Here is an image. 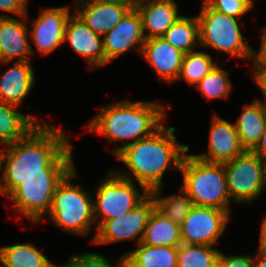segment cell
<instances>
[{
    "instance_id": "6da1fadb",
    "label": "cell",
    "mask_w": 266,
    "mask_h": 267,
    "mask_svg": "<svg viewBox=\"0 0 266 267\" xmlns=\"http://www.w3.org/2000/svg\"><path fill=\"white\" fill-rule=\"evenodd\" d=\"M57 127L39 123L25 137L5 145L0 194L7 197L27 178L66 176L75 168L68 134Z\"/></svg>"
},
{
    "instance_id": "7a4b0ae2",
    "label": "cell",
    "mask_w": 266,
    "mask_h": 267,
    "mask_svg": "<svg viewBox=\"0 0 266 267\" xmlns=\"http://www.w3.org/2000/svg\"><path fill=\"white\" fill-rule=\"evenodd\" d=\"M173 126L162 125L151 136L126 146L116 157L126 169L114 170L119 176L137 182L142 190L149 192L162 185L163 175L169 170H180L189 146L177 141Z\"/></svg>"
},
{
    "instance_id": "3957f363",
    "label": "cell",
    "mask_w": 266,
    "mask_h": 267,
    "mask_svg": "<svg viewBox=\"0 0 266 267\" xmlns=\"http://www.w3.org/2000/svg\"><path fill=\"white\" fill-rule=\"evenodd\" d=\"M166 109L165 105L151 101L116 100L115 103L101 106L97 116L84 128L105 136L111 143L121 141V147L109 150L116 156L126 146L158 130L166 119Z\"/></svg>"
},
{
    "instance_id": "277c9868",
    "label": "cell",
    "mask_w": 266,
    "mask_h": 267,
    "mask_svg": "<svg viewBox=\"0 0 266 267\" xmlns=\"http://www.w3.org/2000/svg\"><path fill=\"white\" fill-rule=\"evenodd\" d=\"M182 188L195 206L214 207L231 215L224 164L203 161L193 154H185L180 170Z\"/></svg>"
},
{
    "instance_id": "5b68a950",
    "label": "cell",
    "mask_w": 266,
    "mask_h": 267,
    "mask_svg": "<svg viewBox=\"0 0 266 267\" xmlns=\"http://www.w3.org/2000/svg\"><path fill=\"white\" fill-rule=\"evenodd\" d=\"M76 176L75 167L58 184L47 217L63 231L87 237L90 230L96 227L93 215L94 198L82 185L71 183Z\"/></svg>"
},
{
    "instance_id": "8992f818",
    "label": "cell",
    "mask_w": 266,
    "mask_h": 267,
    "mask_svg": "<svg viewBox=\"0 0 266 267\" xmlns=\"http://www.w3.org/2000/svg\"><path fill=\"white\" fill-rule=\"evenodd\" d=\"M200 13L197 15L199 23V44L220 52H226L231 57L250 60L252 46L244 40L238 18L225 15L212 9L202 0Z\"/></svg>"
},
{
    "instance_id": "52a82bcc",
    "label": "cell",
    "mask_w": 266,
    "mask_h": 267,
    "mask_svg": "<svg viewBox=\"0 0 266 267\" xmlns=\"http://www.w3.org/2000/svg\"><path fill=\"white\" fill-rule=\"evenodd\" d=\"M99 183L93 195V215L97 224L95 234L105 221L133 210L150 194L148 190L139 191L136 182L119 176L114 169Z\"/></svg>"
},
{
    "instance_id": "ba28073f",
    "label": "cell",
    "mask_w": 266,
    "mask_h": 267,
    "mask_svg": "<svg viewBox=\"0 0 266 267\" xmlns=\"http://www.w3.org/2000/svg\"><path fill=\"white\" fill-rule=\"evenodd\" d=\"M231 202L247 203L264 192L265 166L252 151H244L234 160L224 163Z\"/></svg>"
},
{
    "instance_id": "9c48e42d",
    "label": "cell",
    "mask_w": 266,
    "mask_h": 267,
    "mask_svg": "<svg viewBox=\"0 0 266 267\" xmlns=\"http://www.w3.org/2000/svg\"><path fill=\"white\" fill-rule=\"evenodd\" d=\"M65 176L27 178L6 198L11 200L18 214L33 224L43 221L52 206L53 194Z\"/></svg>"
},
{
    "instance_id": "30bf717a",
    "label": "cell",
    "mask_w": 266,
    "mask_h": 267,
    "mask_svg": "<svg viewBox=\"0 0 266 267\" xmlns=\"http://www.w3.org/2000/svg\"><path fill=\"white\" fill-rule=\"evenodd\" d=\"M155 209L156 201L149 194L133 210L105 221L96 230L91 243L103 245L125 240H136L137 244H139L143 239L146 224Z\"/></svg>"
},
{
    "instance_id": "8fae6325",
    "label": "cell",
    "mask_w": 266,
    "mask_h": 267,
    "mask_svg": "<svg viewBox=\"0 0 266 267\" xmlns=\"http://www.w3.org/2000/svg\"><path fill=\"white\" fill-rule=\"evenodd\" d=\"M229 217L218 208L194 206L180 224L182 244L214 246L226 231Z\"/></svg>"
},
{
    "instance_id": "7c38bea8",
    "label": "cell",
    "mask_w": 266,
    "mask_h": 267,
    "mask_svg": "<svg viewBox=\"0 0 266 267\" xmlns=\"http://www.w3.org/2000/svg\"><path fill=\"white\" fill-rule=\"evenodd\" d=\"M145 40L141 16L136 7L132 8L103 36L105 65L112 63L131 48L141 54Z\"/></svg>"
},
{
    "instance_id": "4fadbf2b",
    "label": "cell",
    "mask_w": 266,
    "mask_h": 267,
    "mask_svg": "<svg viewBox=\"0 0 266 267\" xmlns=\"http://www.w3.org/2000/svg\"><path fill=\"white\" fill-rule=\"evenodd\" d=\"M71 11L68 6L47 7L32 20L29 36L42 55L50 54L65 43V27Z\"/></svg>"
},
{
    "instance_id": "5bb4252c",
    "label": "cell",
    "mask_w": 266,
    "mask_h": 267,
    "mask_svg": "<svg viewBox=\"0 0 266 267\" xmlns=\"http://www.w3.org/2000/svg\"><path fill=\"white\" fill-rule=\"evenodd\" d=\"M28 16L29 12L19 20L8 14H0V63L2 65L9 64L13 60L28 61L35 55L28 36Z\"/></svg>"
},
{
    "instance_id": "9a60e30c",
    "label": "cell",
    "mask_w": 266,
    "mask_h": 267,
    "mask_svg": "<svg viewBox=\"0 0 266 267\" xmlns=\"http://www.w3.org/2000/svg\"><path fill=\"white\" fill-rule=\"evenodd\" d=\"M66 41L74 52L85 59L87 69L105 65L103 37L94 33L75 12L68 18L65 27Z\"/></svg>"
},
{
    "instance_id": "2e32d148",
    "label": "cell",
    "mask_w": 266,
    "mask_h": 267,
    "mask_svg": "<svg viewBox=\"0 0 266 267\" xmlns=\"http://www.w3.org/2000/svg\"><path fill=\"white\" fill-rule=\"evenodd\" d=\"M211 122L208 153L193 154L194 156L206 162L224 164L245 151L233 123L218 115H214Z\"/></svg>"
},
{
    "instance_id": "e0dca14e",
    "label": "cell",
    "mask_w": 266,
    "mask_h": 267,
    "mask_svg": "<svg viewBox=\"0 0 266 267\" xmlns=\"http://www.w3.org/2000/svg\"><path fill=\"white\" fill-rule=\"evenodd\" d=\"M184 54L163 37L146 39L140 56L152 67L158 79L165 83L177 82Z\"/></svg>"
},
{
    "instance_id": "ac0fdd59",
    "label": "cell",
    "mask_w": 266,
    "mask_h": 267,
    "mask_svg": "<svg viewBox=\"0 0 266 267\" xmlns=\"http://www.w3.org/2000/svg\"><path fill=\"white\" fill-rule=\"evenodd\" d=\"M146 39L162 37L182 16L175 0H138L136 4Z\"/></svg>"
},
{
    "instance_id": "d6986e66",
    "label": "cell",
    "mask_w": 266,
    "mask_h": 267,
    "mask_svg": "<svg viewBox=\"0 0 266 267\" xmlns=\"http://www.w3.org/2000/svg\"><path fill=\"white\" fill-rule=\"evenodd\" d=\"M34 71L28 60L15 61L5 72H0V101L20 107L34 86Z\"/></svg>"
},
{
    "instance_id": "ffe728a7",
    "label": "cell",
    "mask_w": 266,
    "mask_h": 267,
    "mask_svg": "<svg viewBox=\"0 0 266 267\" xmlns=\"http://www.w3.org/2000/svg\"><path fill=\"white\" fill-rule=\"evenodd\" d=\"M135 6L75 3L74 12L97 35L103 37Z\"/></svg>"
},
{
    "instance_id": "44dd1931",
    "label": "cell",
    "mask_w": 266,
    "mask_h": 267,
    "mask_svg": "<svg viewBox=\"0 0 266 267\" xmlns=\"http://www.w3.org/2000/svg\"><path fill=\"white\" fill-rule=\"evenodd\" d=\"M234 123L242 148L252 151L260 140L266 127V114L261 100L257 98L245 104Z\"/></svg>"
},
{
    "instance_id": "7402d4cb",
    "label": "cell",
    "mask_w": 266,
    "mask_h": 267,
    "mask_svg": "<svg viewBox=\"0 0 266 267\" xmlns=\"http://www.w3.org/2000/svg\"><path fill=\"white\" fill-rule=\"evenodd\" d=\"M19 106L0 101V144L8 145L25 137L39 123L45 121L19 112Z\"/></svg>"
},
{
    "instance_id": "603a6c76",
    "label": "cell",
    "mask_w": 266,
    "mask_h": 267,
    "mask_svg": "<svg viewBox=\"0 0 266 267\" xmlns=\"http://www.w3.org/2000/svg\"><path fill=\"white\" fill-rule=\"evenodd\" d=\"M141 243L149 246L179 247L182 244L180 225L155 209L146 224Z\"/></svg>"
},
{
    "instance_id": "cb8c5ba5",
    "label": "cell",
    "mask_w": 266,
    "mask_h": 267,
    "mask_svg": "<svg viewBox=\"0 0 266 267\" xmlns=\"http://www.w3.org/2000/svg\"><path fill=\"white\" fill-rule=\"evenodd\" d=\"M126 254L130 267H177L178 247L137 244Z\"/></svg>"
},
{
    "instance_id": "d4e9b609",
    "label": "cell",
    "mask_w": 266,
    "mask_h": 267,
    "mask_svg": "<svg viewBox=\"0 0 266 267\" xmlns=\"http://www.w3.org/2000/svg\"><path fill=\"white\" fill-rule=\"evenodd\" d=\"M183 53L195 51L199 46V23L197 16H181L162 36Z\"/></svg>"
},
{
    "instance_id": "484cf974",
    "label": "cell",
    "mask_w": 266,
    "mask_h": 267,
    "mask_svg": "<svg viewBox=\"0 0 266 267\" xmlns=\"http://www.w3.org/2000/svg\"><path fill=\"white\" fill-rule=\"evenodd\" d=\"M0 260L6 267H48L51 261L29 243L1 246Z\"/></svg>"
},
{
    "instance_id": "4316f807",
    "label": "cell",
    "mask_w": 266,
    "mask_h": 267,
    "mask_svg": "<svg viewBox=\"0 0 266 267\" xmlns=\"http://www.w3.org/2000/svg\"><path fill=\"white\" fill-rule=\"evenodd\" d=\"M162 187H157L150 191V194L156 201V209L172 222L181 224L188 213L195 206L193 200L187 195V192L180 187V194L160 196Z\"/></svg>"
},
{
    "instance_id": "83f0119b",
    "label": "cell",
    "mask_w": 266,
    "mask_h": 267,
    "mask_svg": "<svg viewBox=\"0 0 266 267\" xmlns=\"http://www.w3.org/2000/svg\"><path fill=\"white\" fill-rule=\"evenodd\" d=\"M217 63L207 52L195 50L185 53L177 81L185 80L189 85L196 86Z\"/></svg>"
},
{
    "instance_id": "f1b7e54d",
    "label": "cell",
    "mask_w": 266,
    "mask_h": 267,
    "mask_svg": "<svg viewBox=\"0 0 266 267\" xmlns=\"http://www.w3.org/2000/svg\"><path fill=\"white\" fill-rule=\"evenodd\" d=\"M220 250L212 245L181 244L177 267H216Z\"/></svg>"
},
{
    "instance_id": "f546056e",
    "label": "cell",
    "mask_w": 266,
    "mask_h": 267,
    "mask_svg": "<svg viewBox=\"0 0 266 267\" xmlns=\"http://www.w3.org/2000/svg\"><path fill=\"white\" fill-rule=\"evenodd\" d=\"M229 72L218 64L195 86L208 101L228 99L233 88Z\"/></svg>"
},
{
    "instance_id": "4dcf8cb0",
    "label": "cell",
    "mask_w": 266,
    "mask_h": 267,
    "mask_svg": "<svg viewBox=\"0 0 266 267\" xmlns=\"http://www.w3.org/2000/svg\"><path fill=\"white\" fill-rule=\"evenodd\" d=\"M212 9L225 15L241 19L243 15L253 8L245 0H204Z\"/></svg>"
},
{
    "instance_id": "1f68e13d",
    "label": "cell",
    "mask_w": 266,
    "mask_h": 267,
    "mask_svg": "<svg viewBox=\"0 0 266 267\" xmlns=\"http://www.w3.org/2000/svg\"><path fill=\"white\" fill-rule=\"evenodd\" d=\"M116 263V264H115ZM114 264L105 256L96 252L77 253V264L79 267H130L126 254L118 259Z\"/></svg>"
},
{
    "instance_id": "d6a6232c",
    "label": "cell",
    "mask_w": 266,
    "mask_h": 267,
    "mask_svg": "<svg viewBox=\"0 0 266 267\" xmlns=\"http://www.w3.org/2000/svg\"><path fill=\"white\" fill-rule=\"evenodd\" d=\"M254 256L245 255H225L220 251L216 267H253Z\"/></svg>"
},
{
    "instance_id": "836d02e7",
    "label": "cell",
    "mask_w": 266,
    "mask_h": 267,
    "mask_svg": "<svg viewBox=\"0 0 266 267\" xmlns=\"http://www.w3.org/2000/svg\"><path fill=\"white\" fill-rule=\"evenodd\" d=\"M30 0H0V10L22 17L27 14Z\"/></svg>"
},
{
    "instance_id": "e575fe53",
    "label": "cell",
    "mask_w": 266,
    "mask_h": 267,
    "mask_svg": "<svg viewBox=\"0 0 266 267\" xmlns=\"http://www.w3.org/2000/svg\"><path fill=\"white\" fill-rule=\"evenodd\" d=\"M252 79L259 87L264 97H266V62L253 61L252 62Z\"/></svg>"
},
{
    "instance_id": "d590c367",
    "label": "cell",
    "mask_w": 266,
    "mask_h": 267,
    "mask_svg": "<svg viewBox=\"0 0 266 267\" xmlns=\"http://www.w3.org/2000/svg\"><path fill=\"white\" fill-rule=\"evenodd\" d=\"M265 61L266 62V27L261 29L260 48L255 52L253 50L250 61Z\"/></svg>"
},
{
    "instance_id": "8d00e7d4",
    "label": "cell",
    "mask_w": 266,
    "mask_h": 267,
    "mask_svg": "<svg viewBox=\"0 0 266 267\" xmlns=\"http://www.w3.org/2000/svg\"><path fill=\"white\" fill-rule=\"evenodd\" d=\"M138 0H76V3L86 4H117L125 6H136Z\"/></svg>"
},
{
    "instance_id": "74e56055",
    "label": "cell",
    "mask_w": 266,
    "mask_h": 267,
    "mask_svg": "<svg viewBox=\"0 0 266 267\" xmlns=\"http://www.w3.org/2000/svg\"><path fill=\"white\" fill-rule=\"evenodd\" d=\"M261 160H266V127L255 148L252 150Z\"/></svg>"
},
{
    "instance_id": "f35d334b",
    "label": "cell",
    "mask_w": 266,
    "mask_h": 267,
    "mask_svg": "<svg viewBox=\"0 0 266 267\" xmlns=\"http://www.w3.org/2000/svg\"><path fill=\"white\" fill-rule=\"evenodd\" d=\"M258 251L266 253V215L261 221Z\"/></svg>"
},
{
    "instance_id": "ab89813d",
    "label": "cell",
    "mask_w": 266,
    "mask_h": 267,
    "mask_svg": "<svg viewBox=\"0 0 266 267\" xmlns=\"http://www.w3.org/2000/svg\"><path fill=\"white\" fill-rule=\"evenodd\" d=\"M48 267H79L77 264V253L69 256L68 261L62 263L61 265L59 264V266L50 261Z\"/></svg>"
},
{
    "instance_id": "60d3db41",
    "label": "cell",
    "mask_w": 266,
    "mask_h": 267,
    "mask_svg": "<svg viewBox=\"0 0 266 267\" xmlns=\"http://www.w3.org/2000/svg\"><path fill=\"white\" fill-rule=\"evenodd\" d=\"M253 267H266V253L258 251L254 255Z\"/></svg>"
},
{
    "instance_id": "b9f144b4",
    "label": "cell",
    "mask_w": 266,
    "mask_h": 267,
    "mask_svg": "<svg viewBox=\"0 0 266 267\" xmlns=\"http://www.w3.org/2000/svg\"><path fill=\"white\" fill-rule=\"evenodd\" d=\"M247 3H249L254 8V0H245Z\"/></svg>"
},
{
    "instance_id": "7bdbcfd3",
    "label": "cell",
    "mask_w": 266,
    "mask_h": 267,
    "mask_svg": "<svg viewBox=\"0 0 266 267\" xmlns=\"http://www.w3.org/2000/svg\"><path fill=\"white\" fill-rule=\"evenodd\" d=\"M264 166H265V187H266V160L264 161Z\"/></svg>"
},
{
    "instance_id": "ee69618b",
    "label": "cell",
    "mask_w": 266,
    "mask_h": 267,
    "mask_svg": "<svg viewBox=\"0 0 266 267\" xmlns=\"http://www.w3.org/2000/svg\"><path fill=\"white\" fill-rule=\"evenodd\" d=\"M262 104H263V107H264V110H265V114H266V100H265V102L263 101Z\"/></svg>"
},
{
    "instance_id": "f6af8a7d",
    "label": "cell",
    "mask_w": 266,
    "mask_h": 267,
    "mask_svg": "<svg viewBox=\"0 0 266 267\" xmlns=\"http://www.w3.org/2000/svg\"><path fill=\"white\" fill-rule=\"evenodd\" d=\"M1 154H2V150H0V167H1ZM1 171V168H0Z\"/></svg>"
},
{
    "instance_id": "bcb514c9",
    "label": "cell",
    "mask_w": 266,
    "mask_h": 267,
    "mask_svg": "<svg viewBox=\"0 0 266 267\" xmlns=\"http://www.w3.org/2000/svg\"><path fill=\"white\" fill-rule=\"evenodd\" d=\"M0 267H6L5 265H4V263L0 260Z\"/></svg>"
}]
</instances>
